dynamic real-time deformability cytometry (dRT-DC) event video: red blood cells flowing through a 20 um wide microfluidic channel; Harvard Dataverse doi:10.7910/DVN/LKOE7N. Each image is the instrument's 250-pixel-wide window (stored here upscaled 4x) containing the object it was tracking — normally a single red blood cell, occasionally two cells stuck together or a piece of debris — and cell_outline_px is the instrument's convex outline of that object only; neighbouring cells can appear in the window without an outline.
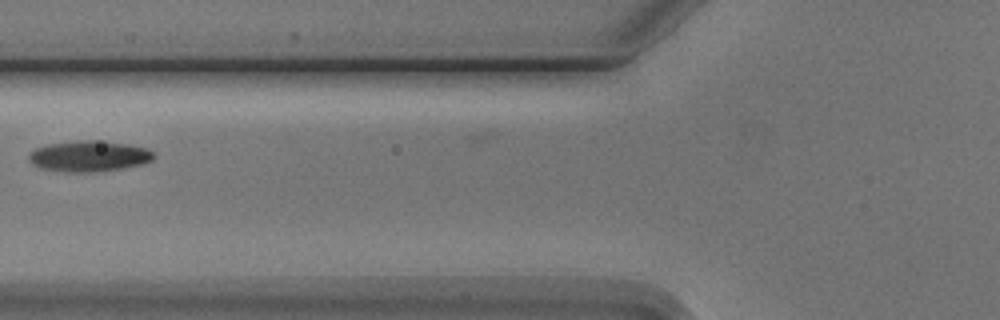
{"species": "Egyptian fruit bat (a non-hibernating species)", "species_latin": "Rousettus aegyptiacus", "temperature_condition": "cold", "stored_images_in_passage": 6, "camera_frame_rate_fps": 3000, "um_per_image_px": 0.085, "animal": {"sex": "male"}, "frame": {"image": 1, "passage_image": 6, "time_ms": 6.667, "image_size_px": [1000, 320], "cell_outline_px": [[156, 156], [152, 160], [140, 164], [120, 168], [92, 172], [64, 172], [40, 168], [32, 164], [28, 160], [28, 152], [36, 148], [48, 144], [76, 140], [96, 140], [128, 144], [148, 148], [156, 152]], "centroid_in_image_um": [7.55, 13.26], "position_along_channel_um": 118.3, "area_um2": 22.66}}